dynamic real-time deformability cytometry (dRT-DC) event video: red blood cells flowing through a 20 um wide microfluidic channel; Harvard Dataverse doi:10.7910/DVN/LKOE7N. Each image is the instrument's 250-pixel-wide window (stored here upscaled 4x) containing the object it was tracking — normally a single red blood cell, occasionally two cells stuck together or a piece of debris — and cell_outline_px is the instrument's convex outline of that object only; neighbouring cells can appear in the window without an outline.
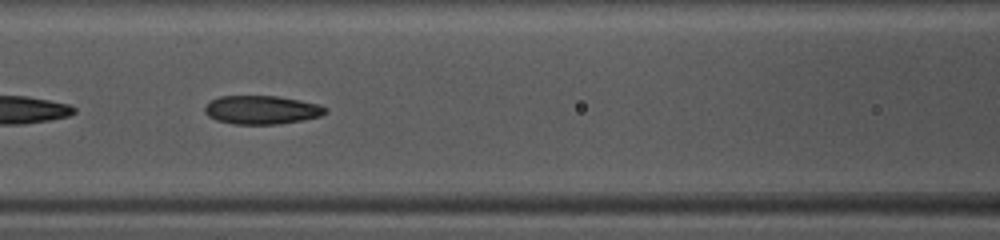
{"species": "common noctule bat (a hibernating species)", "species_latin": "Nyctalus noctula", "temperature_condition": "warm", "stored_images_in_passage": 14, "camera_frame_rate_fps": 3000, "um_per_image_px": 0.085, "animal": {"sex": "female", "body_mass_g": 10.0, "forearm_length_mm": 53.1}, "frame": {"image": 1, "passage_image": 7, "time_ms": 2.0, "image_size_px": [1000, 240], "cell_outline_px": [[328, 112], [320, 116], [300, 120], [276, 124], [232, 124], [216, 120], [208, 116], [204, 112], [204, 108], [212, 100], [220, 96], [276, 96], [300, 100], [320, 104], [328, 108]], "centroid_in_image_um": [22.25, 9.34], "position_along_channel_um": 144.3, "area_um2": 20.06}}
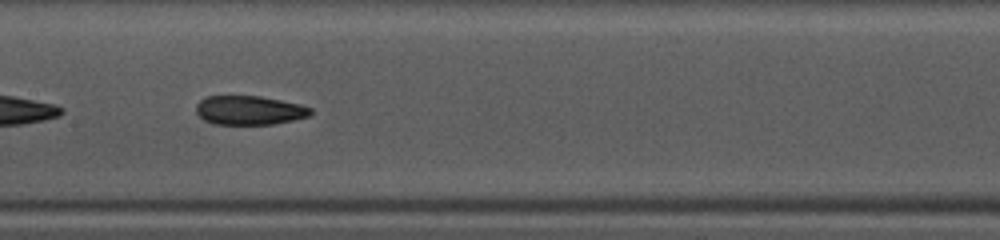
{"frame": {"image": 2, "passage_image": 10, "time_ms": 3.0, "image_size_px": [1000, 240], "cell_outline_px": [[312, 112], [308, 116], [292, 120], [272, 124], [212, 124], [204, 120], [196, 112], [196, 104], [204, 96], [260, 96], [300, 104], [312, 108]], "centroid_in_image_um": [21.16, 9.37], "position_along_channel_um": 186.2, "area_um2": 19.36}}